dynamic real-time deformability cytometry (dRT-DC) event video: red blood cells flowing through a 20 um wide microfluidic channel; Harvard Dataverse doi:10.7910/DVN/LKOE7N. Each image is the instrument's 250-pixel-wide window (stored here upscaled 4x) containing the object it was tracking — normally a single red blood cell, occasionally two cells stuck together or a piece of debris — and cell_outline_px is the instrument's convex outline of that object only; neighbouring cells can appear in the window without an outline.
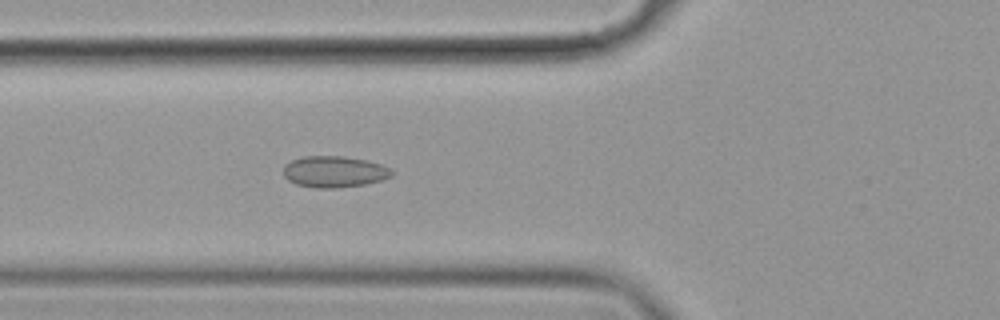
{"species": "common noctule bat (a hibernating species)", "species_latin": "Nyctalus noctula", "temperature_condition": "cold", "stored_images_in_passage": 6, "camera_frame_rate_fps": 3000, "um_per_image_px": 0.085, "animal": {"sex": "female", "body_mass_g": 19.9}, "frame": {"image": 1, "passage_image": 6, "time_ms": 1.667, "image_size_px": [1000, 320], "cell_outline_px": [[392, 176], [380, 180], [364, 184], [332, 188], [316, 188], [296, 184], [288, 180], [284, 176], [284, 164], [292, 160], [304, 156], [344, 156], [364, 160], [380, 164], [392, 168]], "centroid_in_image_um": [28.39, 14.59], "position_along_channel_um": 97.4, "area_um2": 19.65}}